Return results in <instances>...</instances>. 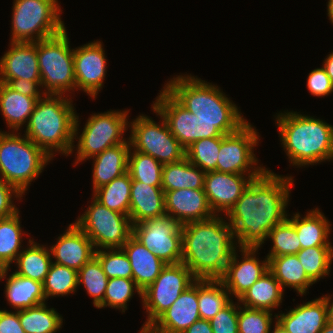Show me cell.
<instances>
[{
    "label": "cell",
    "mask_w": 333,
    "mask_h": 333,
    "mask_svg": "<svg viewBox=\"0 0 333 333\" xmlns=\"http://www.w3.org/2000/svg\"><path fill=\"white\" fill-rule=\"evenodd\" d=\"M258 141V132L249 122L237 131L224 135L217 157L216 171L233 174H262L267 168L261 165L255 167L258 165V160L253 149L259 143Z\"/></svg>",
    "instance_id": "9a60e30c"
},
{
    "label": "cell",
    "mask_w": 333,
    "mask_h": 333,
    "mask_svg": "<svg viewBox=\"0 0 333 333\" xmlns=\"http://www.w3.org/2000/svg\"><path fill=\"white\" fill-rule=\"evenodd\" d=\"M152 109L160 116V125L144 114L130 122L131 149L150 155L162 164L181 161L185 158V148L171 133L165 119Z\"/></svg>",
    "instance_id": "30bf717a"
},
{
    "label": "cell",
    "mask_w": 333,
    "mask_h": 333,
    "mask_svg": "<svg viewBox=\"0 0 333 333\" xmlns=\"http://www.w3.org/2000/svg\"><path fill=\"white\" fill-rule=\"evenodd\" d=\"M10 42H37L65 29L58 0H14Z\"/></svg>",
    "instance_id": "52a82bcc"
},
{
    "label": "cell",
    "mask_w": 333,
    "mask_h": 333,
    "mask_svg": "<svg viewBox=\"0 0 333 333\" xmlns=\"http://www.w3.org/2000/svg\"><path fill=\"white\" fill-rule=\"evenodd\" d=\"M239 304H234L232 300L209 320L213 333H238Z\"/></svg>",
    "instance_id": "7dc6e473"
},
{
    "label": "cell",
    "mask_w": 333,
    "mask_h": 333,
    "mask_svg": "<svg viewBox=\"0 0 333 333\" xmlns=\"http://www.w3.org/2000/svg\"><path fill=\"white\" fill-rule=\"evenodd\" d=\"M307 276L315 283L330 274L333 246H315L301 249L297 254Z\"/></svg>",
    "instance_id": "74e56055"
},
{
    "label": "cell",
    "mask_w": 333,
    "mask_h": 333,
    "mask_svg": "<svg viewBox=\"0 0 333 333\" xmlns=\"http://www.w3.org/2000/svg\"><path fill=\"white\" fill-rule=\"evenodd\" d=\"M6 279L4 294L12 308L26 309L46 301L41 282L19 276L14 272Z\"/></svg>",
    "instance_id": "1f68e13d"
},
{
    "label": "cell",
    "mask_w": 333,
    "mask_h": 333,
    "mask_svg": "<svg viewBox=\"0 0 333 333\" xmlns=\"http://www.w3.org/2000/svg\"><path fill=\"white\" fill-rule=\"evenodd\" d=\"M323 62V68L333 83V52L330 53Z\"/></svg>",
    "instance_id": "db71d44e"
},
{
    "label": "cell",
    "mask_w": 333,
    "mask_h": 333,
    "mask_svg": "<svg viewBox=\"0 0 333 333\" xmlns=\"http://www.w3.org/2000/svg\"><path fill=\"white\" fill-rule=\"evenodd\" d=\"M77 279L78 286L84 285L88 295L93 297L94 307H97L104 299L109 279L95 256L78 271Z\"/></svg>",
    "instance_id": "b9f144b4"
},
{
    "label": "cell",
    "mask_w": 333,
    "mask_h": 333,
    "mask_svg": "<svg viewBox=\"0 0 333 333\" xmlns=\"http://www.w3.org/2000/svg\"><path fill=\"white\" fill-rule=\"evenodd\" d=\"M46 304L19 310L20 324L25 333H56L62 327V315Z\"/></svg>",
    "instance_id": "8d00e7d4"
},
{
    "label": "cell",
    "mask_w": 333,
    "mask_h": 333,
    "mask_svg": "<svg viewBox=\"0 0 333 333\" xmlns=\"http://www.w3.org/2000/svg\"><path fill=\"white\" fill-rule=\"evenodd\" d=\"M232 301L219 279H198V308L201 319L211 320Z\"/></svg>",
    "instance_id": "d590c367"
},
{
    "label": "cell",
    "mask_w": 333,
    "mask_h": 333,
    "mask_svg": "<svg viewBox=\"0 0 333 333\" xmlns=\"http://www.w3.org/2000/svg\"><path fill=\"white\" fill-rule=\"evenodd\" d=\"M28 244L29 247L22 248L14 262L18 267L14 273L43 283L53 260L50 249L32 239H29Z\"/></svg>",
    "instance_id": "836d02e7"
},
{
    "label": "cell",
    "mask_w": 333,
    "mask_h": 333,
    "mask_svg": "<svg viewBox=\"0 0 333 333\" xmlns=\"http://www.w3.org/2000/svg\"><path fill=\"white\" fill-rule=\"evenodd\" d=\"M182 333H213L210 321L199 319Z\"/></svg>",
    "instance_id": "f5cc1de1"
},
{
    "label": "cell",
    "mask_w": 333,
    "mask_h": 333,
    "mask_svg": "<svg viewBox=\"0 0 333 333\" xmlns=\"http://www.w3.org/2000/svg\"><path fill=\"white\" fill-rule=\"evenodd\" d=\"M132 178L126 172L93 191V197L103 206L129 216Z\"/></svg>",
    "instance_id": "e575fe53"
},
{
    "label": "cell",
    "mask_w": 333,
    "mask_h": 333,
    "mask_svg": "<svg viewBox=\"0 0 333 333\" xmlns=\"http://www.w3.org/2000/svg\"><path fill=\"white\" fill-rule=\"evenodd\" d=\"M45 94L38 99L26 125L25 135L52 159L54 151L66 156L74 152V125L77 113L72 99Z\"/></svg>",
    "instance_id": "5b68a950"
},
{
    "label": "cell",
    "mask_w": 333,
    "mask_h": 333,
    "mask_svg": "<svg viewBox=\"0 0 333 333\" xmlns=\"http://www.w3.org/2000/svg\"><path fill=\"white\" fill-rule=\"evenodd\" d=\"M57 240V243L49 248L51 256L56 260L53 263L79 271L95 256L93 242L75 223L69 224Z\"/></svg>",
    "instance_id": "44dd1931"
},
{
    "label": "cell",
    "mask_w": 333,
    "mask_h": 333,
    "mask_svg": "<svg viewBox=\"0 0 333 333\" xmlns=\"http://www.w3.org/2000/svg\"><path fill=\"white\" fill-rule=\"evenodd\" d=\"M139 333H158L154 331L150 326H143Z\"/></svg>",
    "instance_id": "680465c9"
},
{
    "label": "cell",
    "mask_w": 333,
    "mask_h": 333,
    "mask_svg": "<svg viewBox=\"0 0 333 333\" xmlns=\"http://www.w3.org/2000/svg\"><path fill=\"white\" fill-rule=\"evenodd\" d=\"M281 145L290 164L302 167L333 160V126L294 111L276 117Z\"/></svg>",
    "instance_id": "277c9868"
},
{
    "label": "cell",
    "mask_w": 333,
    "mask_h": 333,
    "mask_svg": "<svg viewBox=\"0 0 333 333\" xmlns=\"http://www.w3.org/2000/svg\"><path fill=\"white\" fill-rule=\"evenodd\" d=\"M7 85L24 96L41 99L43 97L42 94L45 95V92L38 88H41V81L24 80L23 78H19L10 80Z\"/></svg>",
    "instance_id": "f907efd6"
},
{
    "label": "cell",
    "mask_w": 333,
    "mask_h": 333,
    "mask_svg": "<svg viewBox=\"0 0 333 333\" xmlns=\"http://www.w3.org/2000/svg\"><path fill=\"white\" fill-rule=\"evenodd\" d=\"M322 298L325 300L326 303V309H327V322L333 325V301L332 298L329 296H322ZM332 301V302H331Z\"/></svg>",
    "instance_id": "11a10c76"
},
{
    "label": "cell",
    "mask_w": 333,
    "mask_h": 333,
    "mask_svg": "<svg viewBox=\"0 0 333 333\" xmlns=\"http://www.w3.org/2000/svg\"><path fill=\"white\" fill-rule=\"evenodd\" d=\"M19 134L0 131V176L23 195L52 158Z\"/></svg>",
    "instance_id": "8992f818"
},
{
    "label": "cell",
    "mask_w": 333,
    "mask_h": 333,
    "mask_svg": "<svg viewBox=\"0 0 333 333\" xmlns=\"http://www.w3.org/2000/svg\"><path fill=\"white\" fill-rule=\"evenodd\" d=\"M163 87L201 121L217 123L224 135L237 131L247 122L236 104L217 85L201 78L181 75L173 77Z\"/></svg>",
    "instance_id": "3957f363"
},
{
    "label": "cell",
    "mask_w": 333,
    "mask_h": 333,
    "mask_svg": "<svg viewBox=\"0 0 333 333\" xmlns=\"http://www.w3.org/2000/svg\"><path fill=\"white\" fill-rule=\"evenodd\" d=\"M241 261L238 259L236 250L232 254L226 270L219 279L230 296H235L237 300L247 291L260 277L269 271V259L258 260L256 252L259 248L242 247L239 248Z\"/></svg>",
    "instance_id": "e0dca14e"
},
{
    "label": "cell",
    "mask_w": 333,
    "mask_h": 333,
    "mask_svg": "<svg viewBox=\"0 0 333 333\" xmlns=\"http://www.w3.org/2000/svg\"><path fill=\"white\" fill-rule=\"evenodd\" d=\"M92 200L75 224L90 238L96 250L122 248L132 236L131 219Z\"/></svg>",
    "instance_id": "8fae6325"
},
{
    "label": "cell",
    "mask_w": 333,
    "mask_h": 333,
    "mask_svg": "<svg viewBox=\"0 0 333 333\" xmlns=\"http://www.w3.org/2000/svg\"><path fill=\"white\" fill-rule=\"evenodd\" d=\"M17 197L20 199L23 196L0 176V218L12 216L19 211L12 200Z\"/></svg>",
    "instance_id": "681fc988"
},
{
    "label": "cell",
    "mask_w": 333,
    "mask_h": 333,
    "mask_svg": "<svg viewBox=\"0 0 333 333\" xmlns=\"http://www.w3.org/2000/svg\"><path fill=\"white\" fill-rule=\"evenodd\" d=\"M274 317L275 322L287 333H320L327 323L326 303L319 297Z\"/></svg>",
    "instance_id": "603a6c76"
},
{
    "label": "cell",
    "mask_w": 333,
    "mask_h": 333,
    "mask_svg": "<svg viewBox=\"0 0 333 333\" xmlns=\"http://www.w3.org/2000/svg\"><path fill=\"white\" fill-rule=\"evenodd\" d=\"M273 331L271 333H287L285 330H283L277 323H275L273 327Z\"/></svg>",
    "instance_id": "91938a15"
},
{
    "label": "cell",
    "mask_w": 333,
    "mask_h": 333,
    "mask_svg": "<svg viewBox=\"0 0 333 333\" xmlns=\"http://www.w3.org/2000/svg\"><path fill=\"white\" fill-rule=\"evenodd\" d=\"M292 176H281L266 169L254 178L225 217L239 248H260L270 230L285 221Z\"/></svg>",
    "instance_id": "6da1fadb"
},
{
    "label": "cell",
    "mask_w": 333,
    "mask_h": 333,
    "mask_svg": "<svg viewBox=\"0 0 333 333\" xmlns=\"http://www.w3.org/2000/svg\"><path fill=\"white\" fill-rule=\"evenodd\" d=\"M37 101V98L24 96L0 82V110L12 131H19L24 123H28Z\"/></svg>",
    "instance_id": "f1b7e54d"
},
{
    "label": "cell",
    "mask_w": 333,
    "mask_h": 333,
    "mask_svg": "<svg viewBox=\"0 0 333 333\" xmlns=\"http://www.w3.org/2000/svg\"><path fill=\"white\" fill-rule=\"evenodd\" d=\"M37 59L45 94L65 95L76 90L73 48L66 28L55 36L37 41Z\"/></svg>",
    "instance_id": "ba28073f"
},
{
    "label": "cell",
    "mask_w": 333,
    "mask_h": 333,
    "mask_svg": "<svg viewBox=\"0 0 333 333\" xmlns=\"http://www.w3.org/2000/svg\"><path fill=\"white\" fill-rule=\"evenodd\" d=\"M10 46L0 58V82L19 78L41 81L37 42H10Z\"/></svg>",
    "instance_id": "7402d4cb"
},
{
    "label": "cell",
    "mask_w": 333,
    "mask_h": 333,
    "mask_svg": "<svg viewBox=\"0 0 333 333\" xmlns=\"http://www.w3.org/2000/svg\"><path fill=\"white\" fill-rule=\"evenodd\" d=\"M0 333H25L20 324L19 310H0Z\"/></svg>",
    "instance_id": "816d5d0a"
},
{
    "label": "cell",
    "mask_w": 333,
    "mask_h": 333,
    "mask_svg": "<svg viewBox=\"0 0 333 333\" xmlns=\"http://www.w3.org/2000/svg\"><path fill=\"white\" fill-rule=\"evenodd\" d=\"M132 236L164 263H181L182 225L168 214L134 224Z\"/></svg>",
    "instance_id": "5bb4252c"
},
{
    "label": "cell",
    "mask_w": 333,
    "mask_h": 333,
    "mask_svg": "<svg viewBox=\"0 0 333 333\" xmlns=\"http://www.w3.org/2000/svg\"><path fill=\"white\" fill-rule=\"evenodd\" d=\"M199 319L197 279L150 327L158 333H182Z\"/></svg>",
    "instance_id": "ffe728a7"
},
{
    "label": "cell",
    "mask_w": 333,
    "mask_h": 333,
    "mask_svg": "<svg viewBox=\"0 0 333 333\" xmlns=\"http://www.w3.org/2000/svg\"><path fill=\"white\" fill-rule=\"evenodd\" d=\"M122 249L129 258L132 267V279L141 291L151 285L166 266V263L133 236L127 240Z\"/></svg>",
    "instance_id": "d4e9b609"
},
{
    "label": "cell",
    "mask_w": 333,
    "mask_h": 333,
    "mask_svg": "<svg viewBox=\"0 0 333 333\" xmlns=\"http://www.w3.org/2000/svg\"><path fill=\"white\" fill-rule=\"evenodd\" d=\"M269 271L284 288H294L298 295H305L314 282L307 276L296 254L282 255L269 259Z\"/></svg>",
    "instance_id": "f546056e"
},
{
    "label": "cell",
    "mask_w": 333,
    "mask_h": 333,
    "mask_svg": "<svg viewBox=\"0 0 333 333\" xmlns=\"http://www.w3.org/2000/svg\"><path fill=\"white\" fill-rule=\"evenodd\" d=\"M284 290L268 271L237 300L242 306L272 312L282 303Z\"/></svg>",
    "instance_id": "83f0119b"
},
{
    "label": "cell",
    "mask_w": 333,
    "mask_h": 333,
    "mask_svg": "<svg viewBox=\"0 0 333 333\" xmlns=\"http://www.w3.org/2000/svg\"><path fill=\"white\" fill-rule=\"evenodd\" d=\"M268 238L273 245L266 256L268 259L282 255L297 254L301 250L296 229L288 219L274 226L270 230Z\"/></svg>",
    "instance_id": "ee69618b"
},
{
    "label": "cell",
    "mask_w": 333,
    "mask_h": 333,
    "mask_svg": "<svg viewBox=\"0 0 333 333\" xmlns=\"http://www.w3.org/2000/svg\"><path fill=\"white\" fill-rule=\"evenodd\" d=\"M320 333H333V325L327 322Z\"/></svg>",
    "instance_id": "6f0895ef"
},
{
    "label": "cell",
    "mask_w": 333,
    "mask_h": 333,
    "mask_svg": "<svg viewBox=\"0 0 333 333\" xmlns=\"http://www.w3.org/2000/svg\"><path fill=\"white\" fill-rule=\"evenodd\" d=\"M78 271L56 263L51 264L44 279L43 292L46 300L49 297L66 296L76 292L78 288Z\"/></svg>",
    "instance_id": "f35d334b"
},
{
    "label": "cell",
    "mask_w": 333,
    "mask_h": 333,
    "mask_svg": "<svg viewBox=\"0 0 333 333\" xmlns=\"http://www.w3.org/2000/svg\"><path fill=\"white\" fill-rule=\"evenodd\" d=\"M327 14L331 24H333V0H329L327 4Z\"/></svg>",
    "instance_id": "9f6ffc18"
},
{
    "label": "cell",
    "mask_w": 333,
    "mask_h": 333,
    "mask_svg": "<svg viewBox=\"0 0 333 333\" xmlns=\"http://www.w3.org/2000/svg\"><path fill=\"white\" fill-rule=\"evenodd\" d=\"M102 42L94 40L73 49L76 89L95 99L106 76V57Z\"/></svg>",
    "instance_id": "2e32d148"
},
{
    "label": "cell",
    "mask_w": 333,
    "mask_h": 333,
    "mask_svg": "<svg viewBox=\"0 0 333 333\" xmlns=\"http://www.w3.org/2000/svg\"><path fill=\"white\" fill-rule=\"evenodd\" d=\"M292 218H287L295 227L301 249L315 246H332L328 237L330 235V222L318 208L307 212L301 217L297 212Z\"/></svg>",
    "instance_id": "4316f807"
},
{
    "label": "cell",
    "mask_w": 333,
    "mask_h": 333,
    "mask_svg": "<svg viewBox=\"0 0 333 333\" xmlns=\"http://www.w3.org/2000/svg\"><path fill=\"white\" fill-rule=\"evenodd\" d=\"M205 172L186 157L181 161L163 164L161 188L164 192L176 189H204Z\"/></svg>",
    "instance_id": "4dcf8cb0"
},
{
    "label": "cell",
    "mask_w": 333,
    "mask_h": 333,
    "mask_svg": "<svg viewBox=\"0 0 333 333\" xmlns=\"http://www.w3.org/2000/svg\"><path fill=\"white\" fill-rule=\"evenodd\" d=\"M95 257L108 279L117 277L132 279V267L122 248L96 250Z\"/></svg>",
    "instance_id": "f6af8a7d"
},
{
    "label": "cell",
    "mask_w": 333,
    "mask_h": 333,
    "mask_svg": "<svg viewBox=\"0 0 333 333\" xmlns=\"http://www.w3.org/2000/svg\"><path fill=\"white\" fill-rule=\"evenodd\" d=\"M260 175L223 173L216 170L206 172L204 192L214 214L219 215V212L227 214L249 183Z\"/></svg>",
    "instance_id": "ac0fdd59"
},
{
    "label": "cell",
    "mask_w": 333,
    "mask_h": 333,
    "mask_svg": "<svg viewBox=\"0 0 333 333\" xmlns=\"http://www.w3.org/2000/svg\"><path fill=\"white\" fill-rule=\"evenodd\" d=\"M196 280L183 263L166 264L155 281L142 291V303L148 313L143 326H150Z\"/></svg>",
    "instance_id": "4fadbf2b"
},
{
    "label": "cell",
    "mask_w": 333,
    "mask_h": 333,
    "mask_svg": "<svg viewBox=\"0 0 333 333\" xmlns=\"http://www.w3.org/2000/svg\"><path fill=\"white\" fill-rule=\"evenodd\" d=\"M165 212L181 225L215 216L204 189H176L164 192Z\"/></svg>",
    "instance_id": "d6986e66"
},
{
    "label": "cell",
    "mask_w": 333,
    "mask_h": 333,
    "mask_svg": "<svg viewBox=\"0 0 333 333\" xmlns=\"http://www.w3.org/2000/svg\"><path fill=\"white\" fill-rule=\"evenodd\" d=\"M307 88L311 95L324 97L333 92V83L325 69L316 68L312 70L307 78Z\"/></svg>",
    "instance_id": "c3c4849f"
},
{
    "label": "cell",
    "mask_w": 333,
    "mask_h": 333,
    "mask_svg": "<svg viewBox=\"0 0 333 333\" xmlns=\"http://www.w3.org/2000/svg\"><path fill=\"white\" fill-rule=\"evenodd\" d=\"M20 224L19 211L12 216L0 218V280L7 277L10 264L15 262L22 251V236L25 233Z\"/></svg>",
    "instance_id": "d6a6232c"
},
{
    "label": "cell",
    "mask_w": 333,
    "mask_h": 333,
    "mask_svg": "<svg viewBox=\"0 0 333 333\" xmlns=\"http://www.w3.org/2000/svg\"><path fill=\"white\" fill-rule=\"evenodd\" d=\"M129 110L108 111L104 113L92 114L85 123L84 129L80 136L78 135L79 118L76 115L74 125V139H78L77 163L95 157L102 153L105 149L114 147L126 142L123 138L124 133L128 129L129 122L127 119Z\"/></svg>",
    "instance_id": "9c48e42d"
},
{
    "label": "cell",
    "mask_w": 333,
    "mask_h": 333,
    "mask_svg": "<svg viewBox=\"0 0 333 333\" xmlns=\"http://www.w3.org/2000/svg\"><path fill=\"white\" fill-rule=\"evenodd\" d=\"M222 138H204L193 142L185 149V157L205 173L215 171Z\"/></svg>",
    "instance_id": "60d3db41"
},
{
    "label": "cell",
    "mask_w": 333,
    "mask_h": 333,
    "mask_svg": "<svg viewBox=\"0 0 333 333\" xmlns=\"http://www.w3.org/2000/svg\"><path fill=\"white\" fill-rule=\"evenodd\" d=\"M130 148L131 144L128 138L126 142L105 149L102 153L92 157L94 160L93 191L127 172Z\"/></svg>",
    "instance_id": "484cf974"
},
{
    "label": "cell",
    "mask_w": 333,
    "mask_h": 333,
    "mask_svg": "<svg viewBox=\"0 0 333 333\" xmlns=\"http://www.w3.org/2000/svg\"><path fill=\"white\" fill-rule=\"evenodd\" d=\"M134 290L142 299V291L133 279L123 277L111 278L108 280L103 301L96 308L111 307L122 312L127 310V302L130 301Z\"/></svg>",
    "instance_id": "7bdbcfd3"
},
{
    "label": "cell",
    "mask_w": 333,
    "mask_h": 333,
    "mask_svg": "<svg viewBox=\"0 0 333 333\" xmlns=\"http://www.w3.org/2000/svg\"><path fill=\"white\" fill-rule=\"evenodd\" d=\"M162 168L163 164L152 156L130 148L127 172L131 175L132 181H140L151 186H161Z\"/></svg>",
    "instance_id": "ab89813d"
},
{
    "label": "cell",
    "mask_w": 333,
    "mask_h": 333,
    "mask_svg": "<svg viewBox=\"0 0 333 333\" xmlns=\"http://www.w3.org/2000/svg\"><path fill=\"white\" fill-rule=\"evenodd\" d=\"M164 214H166L164 191L161 186L132 181L129 209L132 225Z\"/></svg>",
    "instance_id": "cb8c5ba5"
},
{
    "label": "cell",
    "mask_w": 333,
    "mask_h": 333,
    "mask_svg": "<svg viewBox=\"0 0 333 333\" xmlns=\"http://www.w3.org/2000/svg\"><path fill=\"white\" fill-rule=\"evenodd\" d=\"M273 314L267 310L241 307L238 309V333H270Z\"/></svg>",
    "instance_id": "bcb514c9"
},
{
    "label": "cell",
    "mask_w": 333,
    "mask_h": 333,
    "mask_svg": "<svg viewBox=\"0 0 333 333\" xmlns=\"http://www.w3.org/2000/svg\"><path fill=\"white\" fill-rule=\"evenodd\" d=\"M219 216L182 225L181 263L196 279H220L237 247L231 226Z\"/></svg>",
    "instance_id": "7a4b0ae2"
},
{
    "label": "cell",
    "mask_w": 333,
    "mask_h": 333,
    "mask_svg": "<svg viewBox=\"0 0 333 333\" xmlns=\"http://www.w3.org/2000/svg\"><path fill=\"white\" fill-rule=\"evenodd\" d=\"M159 94L152 107L165 119L171 133L185 149L197 140L224 136L217 123L201 121L165 88Z\"/></svg>",
    "instance_id": "7c38bea8"
}]
</instances>
